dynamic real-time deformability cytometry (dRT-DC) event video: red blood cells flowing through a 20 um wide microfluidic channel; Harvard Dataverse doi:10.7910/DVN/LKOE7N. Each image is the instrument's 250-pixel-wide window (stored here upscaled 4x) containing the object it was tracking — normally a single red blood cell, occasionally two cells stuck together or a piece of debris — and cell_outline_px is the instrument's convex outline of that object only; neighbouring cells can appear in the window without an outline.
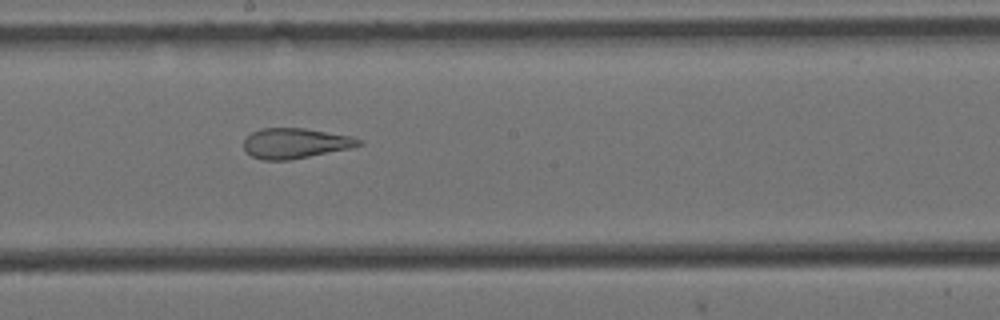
{"species": "Egyptian fruit bat (a non-hibernating species)", "species_latin": "Rousettus aegyptiacus", "temperature_condition": "cold", "stored_images_in_passage": 9, "camera_frame_rate_fps": 3000, "um_per_image_px": 0.085, "animal": {"sex": "female"}, "frame": {"image": 1, "passage_image": 8, "time_ms": 2.333, "image_size_px": [1000, 320], "cell_outline_px": [[364, 144], [348, 148], [288, 160], [264, 160], [252, 156], [244, 148], [244, 140], [252, 132], [260, 128], [304, 128], [352, 136], [364, 140]], "centroid_in_image_um": [25.11, 12.16], "position_along_channel_um": 223.1, "area_um2": 20.06}}
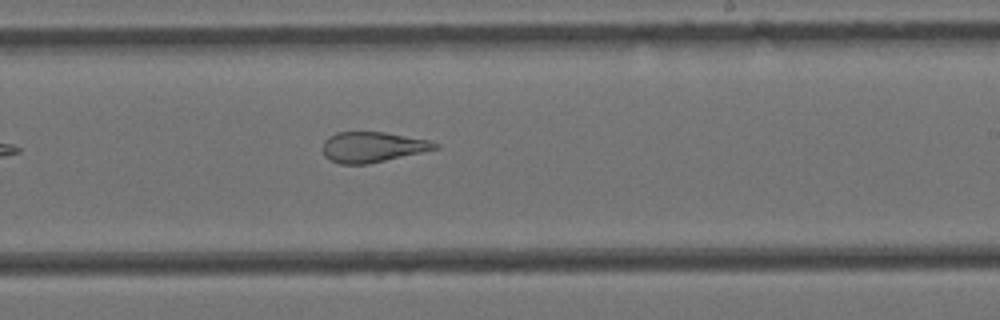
{"frame": {"image": 2, "passage_image": 9, "time_ms": 2.667, "image_size_px": [1000, 320], "cell_outline_px": [[440, 148], [368, 164], [340, 164], [328, 160], [324, 156], [324, 140], [328, 136], [336, 132], [384, 132], [428, 140], [440, 144]], "centroid_in_image_um": [31.65, 12.5], "position_along_channel_um": 257.4, "area_um2": 19.88}}